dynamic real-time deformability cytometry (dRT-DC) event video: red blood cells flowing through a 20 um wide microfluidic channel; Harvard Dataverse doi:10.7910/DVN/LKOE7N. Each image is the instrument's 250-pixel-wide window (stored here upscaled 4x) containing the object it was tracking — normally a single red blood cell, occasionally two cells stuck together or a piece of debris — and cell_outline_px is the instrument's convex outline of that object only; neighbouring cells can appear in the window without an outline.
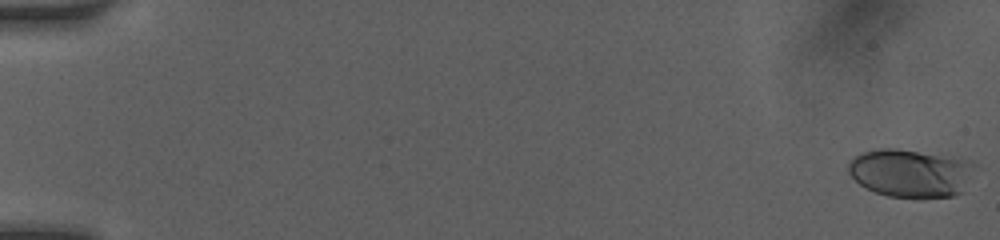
{"species": "human", "species_latin": "Homo sapiens", "temperature_condition": "room temperature", "stored_images_in_passage": 2, "camera_frame_rate_fps": 3000, "um_per_image_px": 0.085, "donor": {"sex": "female"}, "frame": {"image": 1, "passage_image": 1, "time_ms": 0.0, "image_size_px": [1000, 240], "cell_outline_px": [[980, 168], [960, 192], [952, 196], [920, 200], [888, 196], [864, 188], [848, 172], [848, 164], [860, 152], [880, 148], [896, 148], [960, 156], [972, 160]], "centroid_in_image_um": [77.51, 14.71], "position_along_channel_um": 7.5, "area_um2": 36.93}}